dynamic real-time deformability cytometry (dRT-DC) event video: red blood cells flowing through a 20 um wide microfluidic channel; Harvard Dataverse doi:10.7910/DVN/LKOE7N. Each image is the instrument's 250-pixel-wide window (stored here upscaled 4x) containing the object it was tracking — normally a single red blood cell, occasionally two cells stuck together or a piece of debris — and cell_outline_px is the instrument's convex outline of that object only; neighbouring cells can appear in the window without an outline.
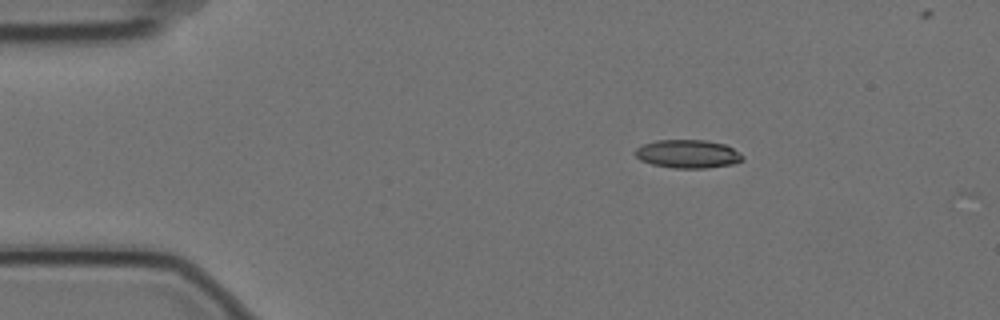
{"species": "Egyptian fruit bat (a non-hibernating species)", "species_latin": "Rousettus aegyptiacus", "temperature_condition": "cold", "stored_images_in_passage": 4, "camera_frame_rate_fps": 3000, "um_per_image_px": 0.085, "animal": {"sex": "female"}, "frame": {"image": 1, "passage_image": 2, "time_ms": 0.333, "image_size_px": [1000, 320], "cell_outline_px": [[744, 160], [736, 164], [708, 168], [672, 168], [652, 164], [640, 160], [632, 152], [636, 148], [644, 144], [656, 140], [704, 140], [724, 144], [732, 148], [744, 156]], "centroid_in_image_um": [58.47, 13.09], "position_along_channel_um": 26.5, "area_um2": 17.92}}